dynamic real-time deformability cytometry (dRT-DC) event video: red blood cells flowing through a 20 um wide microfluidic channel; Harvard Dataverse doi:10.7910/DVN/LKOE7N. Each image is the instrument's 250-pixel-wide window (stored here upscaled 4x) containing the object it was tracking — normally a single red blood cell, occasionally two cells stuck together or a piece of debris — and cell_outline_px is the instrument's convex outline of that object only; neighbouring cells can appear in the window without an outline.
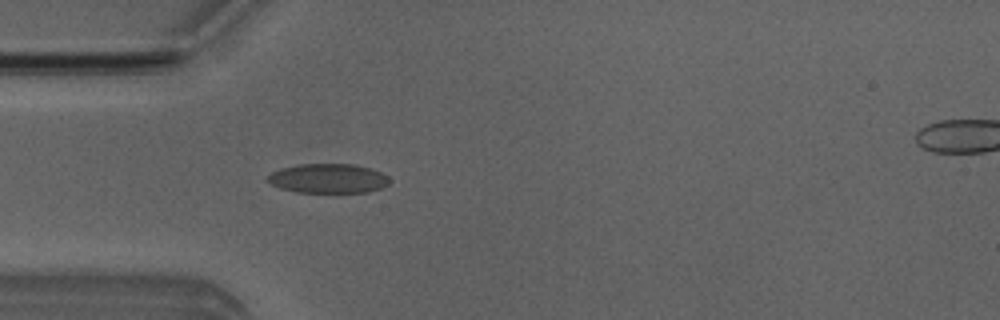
{"species": "Egyptian fruit bat (a non-hibernating species)", "species_latin": "Rousettus aegyptiacus", "temperature_condition": "room temperature", "stored_images_in_passage": 47, "camera_frame_rate_fps": 3000, "um_per_image_px": 0.085, "animal": {"sex": "male"}, "frame": {"image": 1, "passage_image": 11, "time_ms": 3.333, "image_size_px": [1000, 320], "cell_outline_px": [[392, 180], [388, 184], [380, 188], [368, 192], [340, 196], [296, 192], [280, 188], [264, 180], [272, 172], [284, 168], [300, 164], [356, 164], [372, 168], [388, 176]], "centroid_in_image_um": [27.95, 15.22], "position_along_channel_um": 57.1, "area_um2": 21.96}}
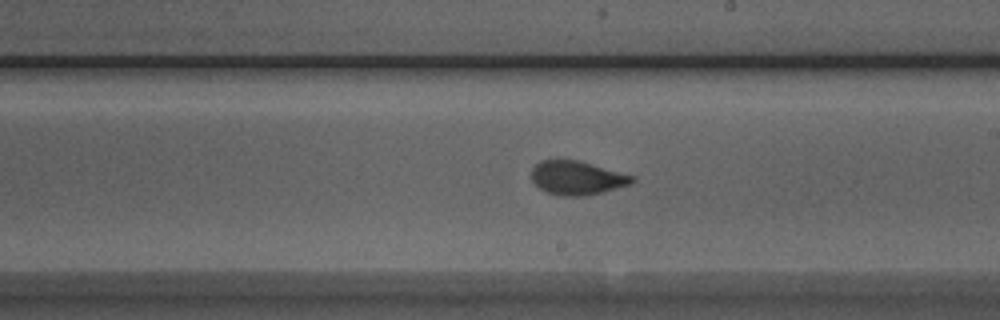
{"frame": {"image": 2, "passage_image": 25, "time_ms": 8.0, "image_size_px": [1000, 320], "cell_outline_px": [[636, 180], [632, 184], [584, 196], [560, 196], [544, 192], [532, 180], [532, 168], [540, 160], [580, 160], [636, 176]], "centroid_in_image_um": [49.07, 15.11], "position_along_channel_um": 239.9, "area_um2": 20.0}}
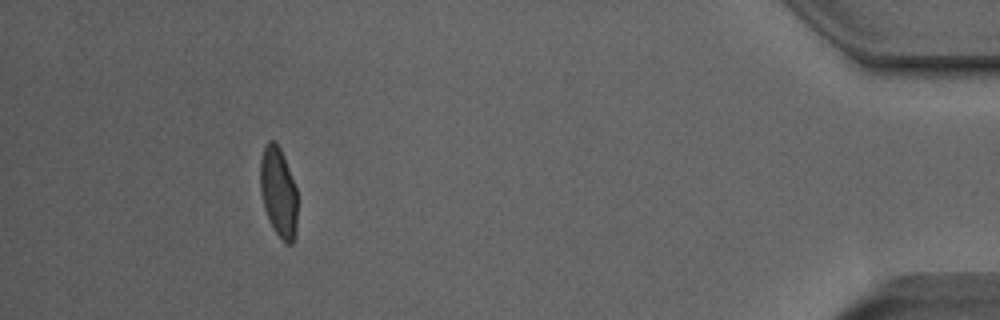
{"frame": {"image": 3, "passage_image": 43, "time_ms": 14.0, "image_size_px": [1000, 320], "cell_outline_px": [[296, 232], [292, 244], [284, 244], [280, 240], [272, 228], [264, 208], [260, 192], [260, 160], [264, 144], [268, 140], [276, 140], [280, 148], [296, 188]], "centroid_in_image_um": [23.64, 16.35], "position_along_channel_um": 411.6, "area_um2": 19.71}, "authors_computed_cell_mechanics": {"area_um2": 20.1722, "velocity_mm_per_s": 3.9765, "shape_relaxation_time_tau1_ms": 5.5281, "shape_relaxation_time_tau2_ms": null, "deformation_change_tau1": 0.1408, "deformation_change_tau2": null}}